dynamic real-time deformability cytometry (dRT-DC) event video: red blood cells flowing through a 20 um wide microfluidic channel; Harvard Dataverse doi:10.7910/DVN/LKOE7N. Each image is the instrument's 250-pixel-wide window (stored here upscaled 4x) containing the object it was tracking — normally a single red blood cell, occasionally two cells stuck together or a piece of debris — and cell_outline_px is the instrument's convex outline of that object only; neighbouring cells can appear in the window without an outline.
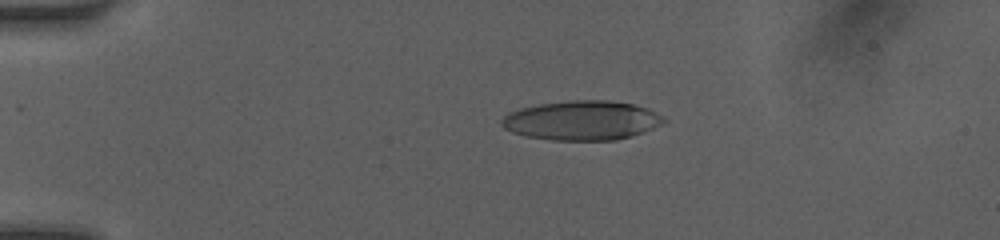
{"species": "human", "species_latin": "Homo sapiens", "temperature_condition": "room temperature", "stored_images_in_passage": 49, "camera_frame_rate_fps": 3000, "um_per_image_px": 0.085, "donor": {"sex": "female"}, "frame": {"image": 1, "passage_image": 11, "time_ms": 3.333, "image_size_px": [1000, 240], "cell_outline_px": [[668, 120], [644, 132], [632, 136], [616, 140], [552, 140], [524, 136], [512, 132], [504, 128], [500, 124], [500, 120], [508, 112], [520, 108], [540, 104], [576, 100], [608, 100], [632, 104], [648, 108], [664, 116]], "centroid_in_image_um": [49.45, 10.24], "position_along_channel_um": 35.5, "area_um2": 37.34}}
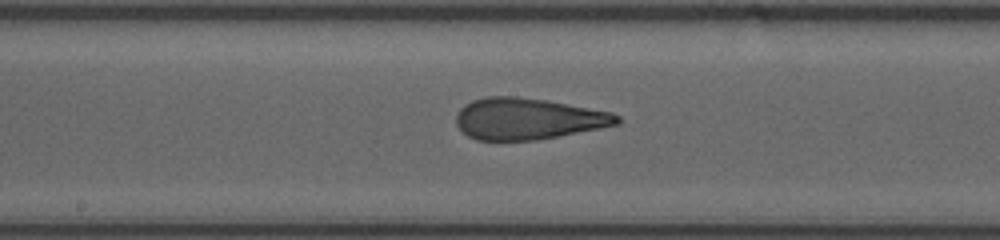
{"frame": {"image": 2, "passage_image": 27, "time_ms": 8.667, "image_size_px": [1000, 240], "cell_outline_px": [[620, 124], [600, 128], [536, 140], [476, 140], [468, 136], [456, 124], [456, 112], [464, 104], [472, 100], [488, 96], [516, 96], [544, 100], [612, 112], [620, 116]], "centroid_in_image_um": [44.85, 10.09], "position_along_channel_um": 203.4, "area_um2": 38.73}}
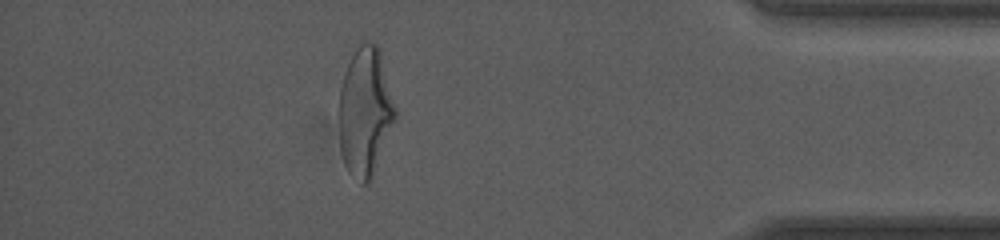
{"frame": {"image": 3, "passage_image": 44, "time_ms": 14.333, "image_size_px": [1000, 240], "cell_outline_px": [[396, 120], [372, 180], [368, 184], [360, 184], [348, 172], [344, 164], [340, 152], [340, 88], [348, 64], [356, 48], [364, 40], [368, 40], [376, 44], [380, 48], [396, 108]], "centroid_in_image_um": [31.06, 9.54], "position_along_channel_um": 404.1, "area_um2": 42.66}, "authors_computed_cell_mechanics": {"area_um2": 38.8416, "velocity_mm_per_s": 4.1815, "shape_relaxation_time_tau1_ms": 6.1792, "shape_relaxation_time_tau2_ms": 1.136, "deformation_change_tau1": 0.2359, "deformation_change_tau2": 0.111}}